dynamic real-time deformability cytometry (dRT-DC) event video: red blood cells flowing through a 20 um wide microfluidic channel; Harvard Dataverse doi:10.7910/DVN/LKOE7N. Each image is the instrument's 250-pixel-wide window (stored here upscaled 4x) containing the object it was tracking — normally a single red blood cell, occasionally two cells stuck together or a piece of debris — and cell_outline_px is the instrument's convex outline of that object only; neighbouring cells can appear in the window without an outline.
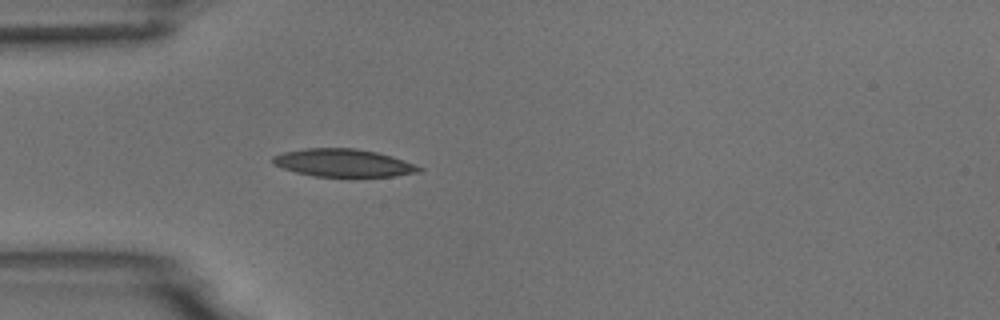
{"species": "common noctule bat (a hibernating species)", "species_latin": "Nyctalus noctula", "temperature_condition": "room temperature", "stored_images_in_passage": 1, "camera_frame_rate_fps": 3000, "um_per_image_px": 0.085, "animal": {"sex": "male", "body_mass_g": 18.8}, "frame": {"image": 1, "passage_image": 1, "time_ms": 0.0, "image_size_px": [1000, 320], "cell_outline_px": [[424, 168], [420, 172], [396, 176], [312, 176], [296, 172], [272, 164], [272, 156], [284, 152], [304, 148], [356, 148], [376, 152], [392, 156]], "centroid_in_image_um": [29.17, 13.84], "position_along_channel_um": 55.8, "area_um2": 23.58}}